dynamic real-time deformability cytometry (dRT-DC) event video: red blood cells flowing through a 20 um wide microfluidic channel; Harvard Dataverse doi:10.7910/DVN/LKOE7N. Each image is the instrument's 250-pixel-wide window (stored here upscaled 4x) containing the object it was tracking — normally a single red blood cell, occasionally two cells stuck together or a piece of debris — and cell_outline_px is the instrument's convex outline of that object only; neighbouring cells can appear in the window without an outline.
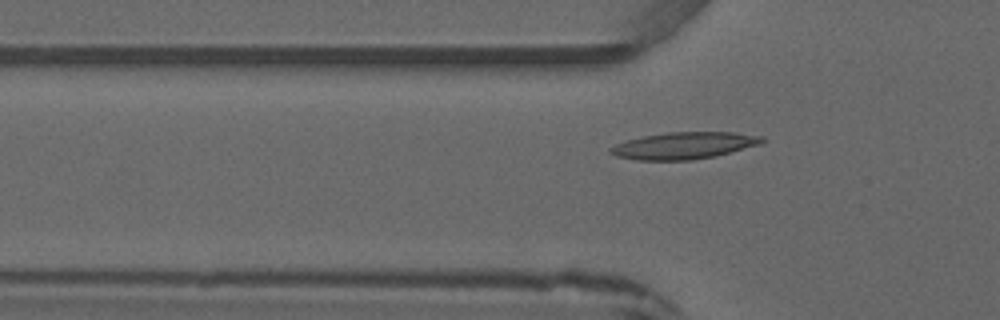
{"species": "common noctule bat (a hibernating species)", "species_latin": "Nyctalus noctula", "temperature_condition": "warm", "stored_images_in_passage": 3, "camera_frame_rate_fps": 3000, "um_per_image_px": 0.085, "animal": {"sex": "male", "forearm_length_mm": 52.5}, "frame": {"image": 1, "passage_image": 3, "time_ms": 3.333, "image_size_px": [1000, 320], "cell_outline_px": [[768, 140], [760, 144], [716, 156], [692, 160], [636, 160], [616, 156], [608, 152], [608, 148], [616, 144], [628, 140], [644, 136], [668, 132], [732, 132], [764, 136]], "centroid_in_image_um": [58.16, 12.37], "position_along_channel_um": 67.6, "area_um2": 23.81}}